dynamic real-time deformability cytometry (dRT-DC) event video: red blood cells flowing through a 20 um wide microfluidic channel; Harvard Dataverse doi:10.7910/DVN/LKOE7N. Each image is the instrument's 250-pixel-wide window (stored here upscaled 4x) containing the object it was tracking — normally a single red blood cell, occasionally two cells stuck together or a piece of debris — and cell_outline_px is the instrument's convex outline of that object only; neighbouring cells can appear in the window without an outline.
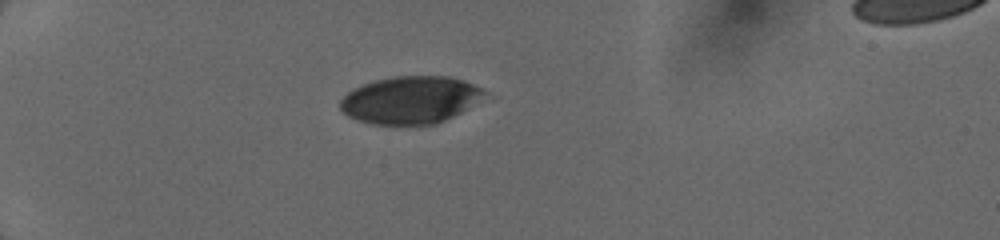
{"species": "human", "species_latin": "Homo sapiens", "temperature_condition": "cold", "stored_images_in_passage": 12, "camera_frame_rate_fps": 3000, "um_per_image_px": 0.085, "donor": {"sex": "female"}, "frame": {"image": 1, "passage_image": 1, "time_ms": 0.0, "image_size_px": [1000, 240], "cell_outline_px": [[488, 92], [460, 112], [436, 124], [372, 124], [348, 116], [340, 108], [340, 100], [352, 88], [376, 80], [396, 76], [448, 76], [484, 88]], "centroid_in_image_um": [34.85, 8.48], "position_along_channel_um": 50.2, "area_um2": 39.25}}
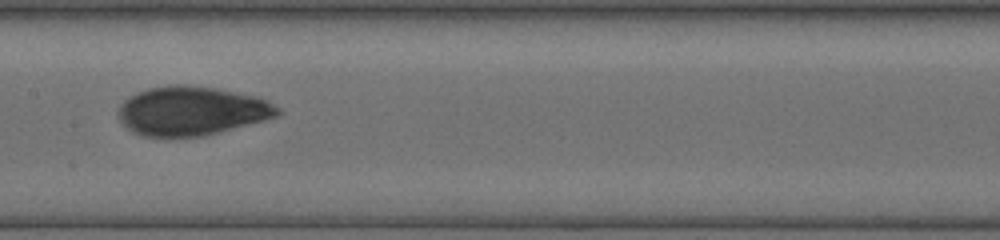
{"frame": {"image": 2, "passage_image": 5, "time_ms": 4.333, "image_size_px": [1000, 240], "cell_outline_px": [[284, 112], [276, 116], [264, 120], [220, 132], [204, 136], [164, 140], [140, 136], [132, 132], [120, 120], [120, 104], [128, 96], [136, 92], [148, 88], [176, 84], [184, 84], [216, 88], [256, 96], [268, 100], [280, 108]], "centroid_in_image_um": [16.27, 9.46], "position_along_channel_um": 191.1, "area_um2": 46.41}}
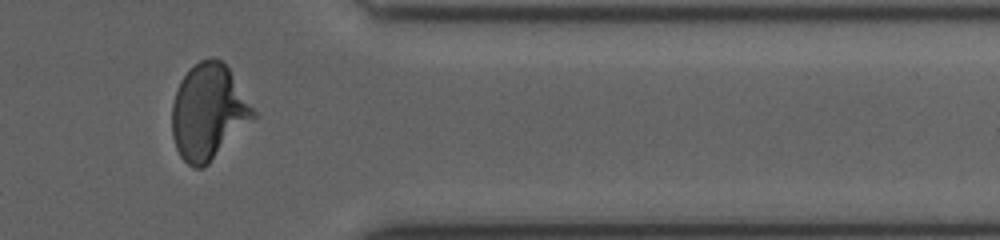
{"frame": {"image": 3, "passage_image": 10, "time_ms": 9.333, "image_size_px": [1000, 240], "cell_outline_px": [[260, 116], [204, 168], [192, 168], [180, 156], [176, 148], [172, 136], [172, 104], [180, 80], [188, 68], [200, 60], [212, 56], [220, 60], [228, 68]], "centroid_in_image_um": [17.75, 9.53], "position_along_channel_um": 393.7, "area_um2": 46.07}}